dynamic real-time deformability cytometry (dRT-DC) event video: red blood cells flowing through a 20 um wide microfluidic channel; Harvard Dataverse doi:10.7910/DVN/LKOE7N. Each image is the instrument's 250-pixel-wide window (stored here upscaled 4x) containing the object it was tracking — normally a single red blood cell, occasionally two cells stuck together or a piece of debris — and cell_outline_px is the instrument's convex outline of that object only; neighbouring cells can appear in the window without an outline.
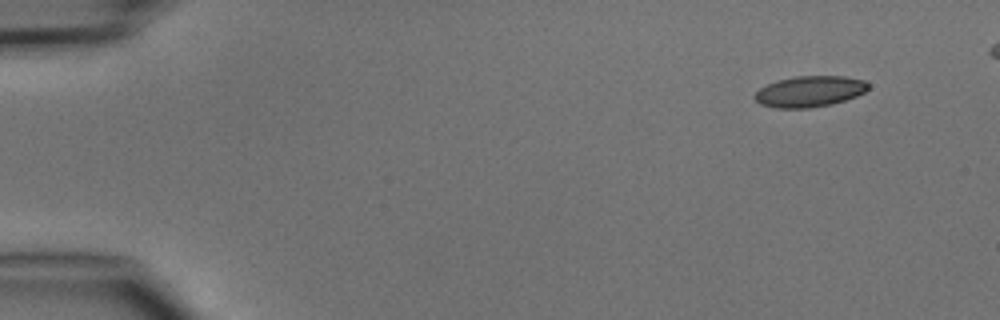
{"species": "common noctule bat (a hibernating species)", "species_latin": "Nyctalus noctula", "temperature_condition": "cold", "stored_images_in_passage": 4, "camera_frame_rate_fps": 3000, "um_per_image_px": 0.085, "animal": {"sex": "male", "body_mass_g": 15.6}, "frame": {"image": 1, "passage_image": 1, "time_ms": 0.0, "image_size_px": [1000, 320], "cell_outline_px": [[868, 88], [864, 92], [856, 96], [832, 104], [808, 108], [776, 108], [760, 104], [752, 96], [760, 88], [776, 80], [796, 76], [844, 76], [864, 80], [868, 84]], "centroid_in_image_um": [68.79, 7.77], "position_along_channel_um": 16.2, "area_um2": 20.46}}